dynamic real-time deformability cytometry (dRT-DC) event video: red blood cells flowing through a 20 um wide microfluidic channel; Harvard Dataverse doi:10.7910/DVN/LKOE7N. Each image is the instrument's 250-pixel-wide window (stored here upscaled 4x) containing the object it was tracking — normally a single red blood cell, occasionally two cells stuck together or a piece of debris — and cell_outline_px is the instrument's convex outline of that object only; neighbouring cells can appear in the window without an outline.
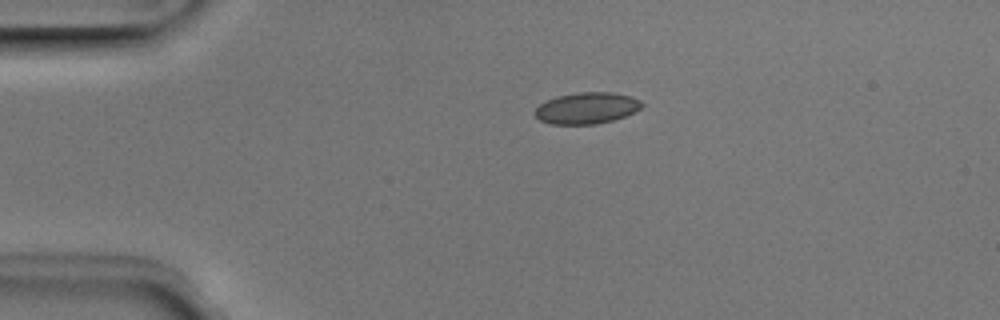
{"species": "Egyptian fruit bat (a non-hibernating species)", "species_latin": "Rousettus aegyptiacus", "temperature_condition": "room temperature", "stored_images_in_passage": 2, "camera_frame_rate_fps": 3000, "um_per_image_px": 0.085, "animal": {"sex": "male"}, "frame": {"image": 1, "passage_image": 1, "time_ms": 0.0, "image_size_px": [1000, 320], "cell_outline_px": [[644, 104], [636, 112], [612, 120], [596, 124], [552, 124], [540, 120], [532, 112], [540, 104], [556, 96], [580, 92], [612, 92], [628, 96], [640, 100]], "centroid_in_image_um": [49.86, 9.19], "position_along_channel_um": 35.1, "area_um2": 19.48}}